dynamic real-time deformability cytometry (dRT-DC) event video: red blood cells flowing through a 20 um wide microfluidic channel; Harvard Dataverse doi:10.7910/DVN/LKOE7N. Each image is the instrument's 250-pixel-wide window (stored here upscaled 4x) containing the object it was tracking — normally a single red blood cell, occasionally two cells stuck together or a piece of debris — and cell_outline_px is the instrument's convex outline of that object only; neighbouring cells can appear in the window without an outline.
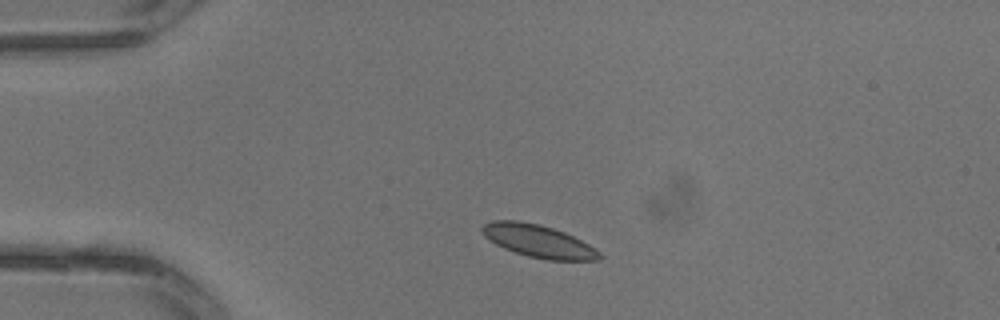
{"species": "common noctule bat (a hibernating species)", "species_latin": "Nyctalus noctula", "temperature_condition": "warm", "stored_images_in_passage": 2, "camera_frame_rate_fps": 3000, "um_per_image_px": 0.085, "animal": {"sex": "male", "body_mass_g": 13.3}, "frame": {"image": 1, "passage_image": 1, "time_ms": 0.0, "image_size_px": [1000, 320], "cell_outline_px": [[604, 256], [600, 260], [548, 260], [528, 256], [504, 248], [496, 244], [484, 236], [480, 228], [484, 224], [492, 220], [516, 220], [540, 224], [564, 232], [588, 244], [600, 252]], "centroid_in_image_um": [45.76, 20.49], "position_along_channel_um": 39.2, "area_um2": 22.2}}